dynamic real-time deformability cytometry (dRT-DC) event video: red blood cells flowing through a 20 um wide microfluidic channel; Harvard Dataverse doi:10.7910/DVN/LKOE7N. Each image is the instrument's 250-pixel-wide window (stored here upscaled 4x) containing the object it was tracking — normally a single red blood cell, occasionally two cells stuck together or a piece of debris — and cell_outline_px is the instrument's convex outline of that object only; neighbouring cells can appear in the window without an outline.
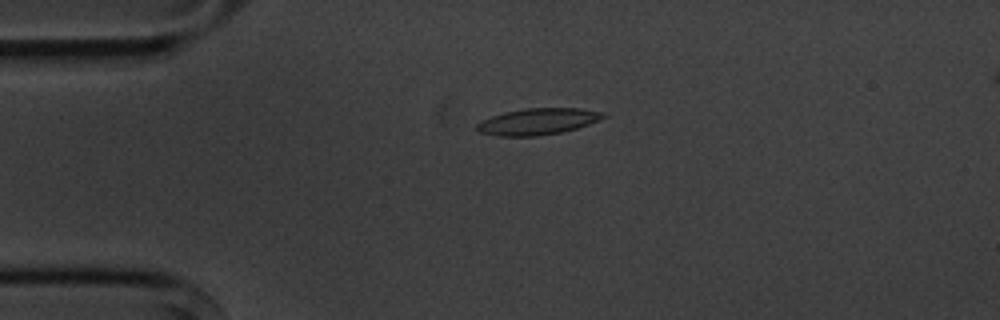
{"species": "common noctule bat (a hibernating species)", "species_latin": "Nyctalus noctula", "temperature_condition": "cold", "stored_images_in_passage": 5, "camera_frame_rate_fps": 3000, "um_per_image_px": 0.085, "animal": {"sex": "male", "body_mass_g": 20.1, "forearm_length_mm": 53.5}, "frame": {"image": 1, "passage_image": 3, "time_ms": 2.333, "image_size_px": [1000, 320], "cell_outline_px": [[608, 116], [600, 120], [576, 128], [560, 132], [536, 136], [496, 136], [480, 132], [476, 128], [476, 124], [480, 120], [504, 112], [524, 108], [580, 108], [604, 112]], "centroid_in_image_um": [45.71, 10.32], "position_along_channel_um": 39.3, "area_um2": 19.54}}